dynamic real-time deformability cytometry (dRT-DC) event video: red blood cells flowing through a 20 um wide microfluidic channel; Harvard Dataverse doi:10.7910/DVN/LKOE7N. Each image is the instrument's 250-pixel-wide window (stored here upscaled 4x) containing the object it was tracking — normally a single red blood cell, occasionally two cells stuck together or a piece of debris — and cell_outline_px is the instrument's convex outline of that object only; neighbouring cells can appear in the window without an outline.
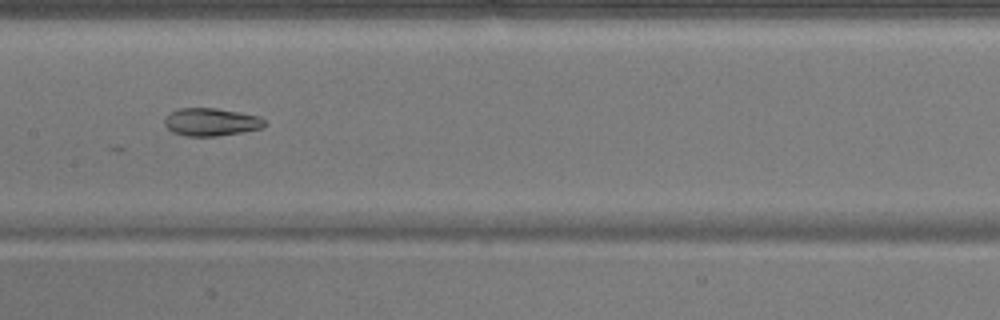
{"species": "common noctule bat (a hibernating species)", "species_latin": "Nyctalus noctula", "temperature_condition": "warm", "stored_images_in_passage": 44, "camera_frame_rate_fps": 3000, "um_per_image_px": 0.085, "animal": {"sex": "male", "body_mass_g": 17.9}, "frame": {"image": 1, "passage_image": 18, "time_ms": 5.667, "image_size_px": [1000, 320], "cell_outline_px": [[268, 124], [264, 128], [216, 136], [188, 136], [172, 132], [164, 124], [164, 120], [172, 112], [180, 108], [216, 108], [240, 112], [260, 116]], "centroid_in_image_um": [17.99, 10.37], "position_along_channel_um": 189.4, "area_um2": 16.18}}
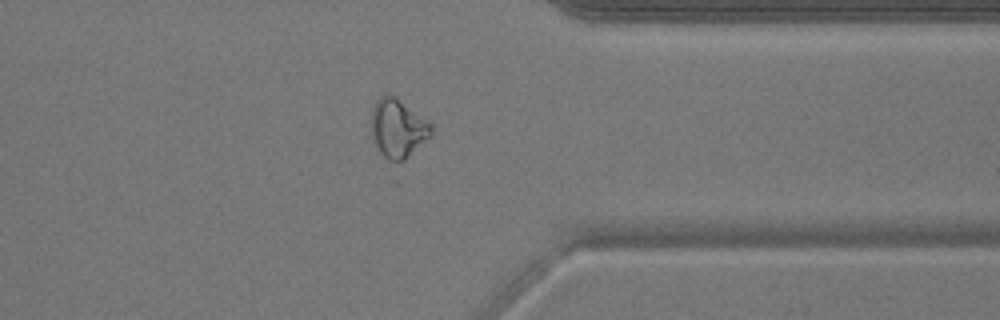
{"frame": {"image": 2, "passage_image": 33, "time_ms": 10.667, "image_size_px": [1000, 320], "cell_outline_px": [[432, 132], [404, 160], [388, 160], [376, 148], [372, 140], [372, 108], [376, 100], [380, 96], [396, 96], [432, 124]], "centroid_in_image_um": [33.78, 10.88], "position_along_channel_um": 377.6, "area_um2": 20.0}}
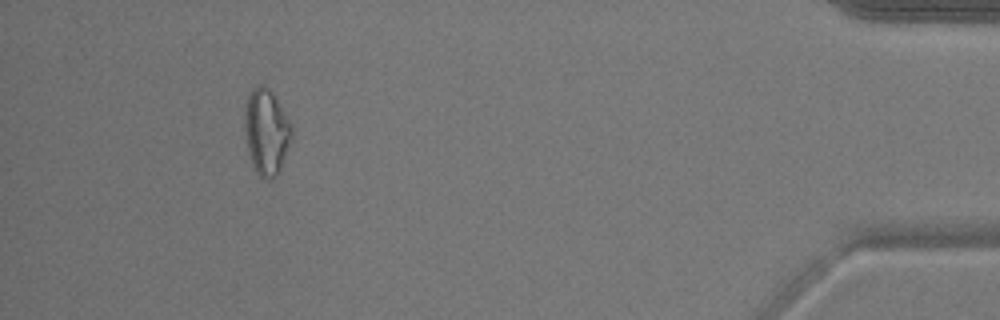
{"frame": {"image": 3, "passage_image": 40, "time_ms": 13.0, "image_size_px": [1000, 320], "cell_outline_px": [[292, 136], [280, 172], [272, 180], [268, 180], [260, 176], [256, 172], [252, 164], [248, 152], [244, 132], [244, 104], [252, 88], [256, 84], [264, 84], [272, 92], [292, 124]], "centroid_in_image_um": [22.62, 11.2], "position_along_channel_um": 412.6, "area_um2": 23.99}}